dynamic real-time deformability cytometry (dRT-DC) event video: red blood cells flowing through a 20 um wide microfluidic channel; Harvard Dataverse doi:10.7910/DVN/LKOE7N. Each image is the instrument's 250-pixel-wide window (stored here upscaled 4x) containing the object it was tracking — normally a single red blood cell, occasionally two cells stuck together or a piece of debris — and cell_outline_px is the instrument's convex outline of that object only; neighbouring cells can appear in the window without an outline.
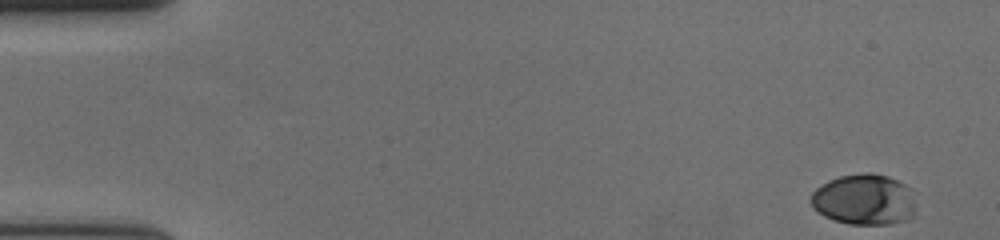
{"species": "human", "species_latin": "Homo sapiens", "temperature_condition": "cold", "stored_images_in_passage": 56, "camera_frame_rate_fps": 3000, "um_per_image_px": 0.085, "donor": {"sex": "female"}, "frame": {"image": 1, "passage_image": 1, "time_ms": 0.0, "image_size_px": [1000, 240], "cell_outline_px": [[916, 208], [904, 220], [888, 224], [848, 224], [824, 216], [812, 208], [808, 200], [812, 192], [816, 188], [828, 180], [840, 176], [868, 172], [888, 176], [912, 188]], "centroid_in_image_um": [73.42, 16.95], "position_along_channel_um": 11.6, "area_um2": 31.21}}
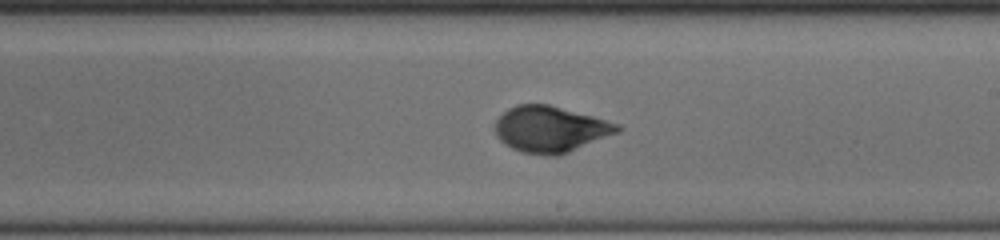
{"frame": {"image": 2, "passage_image": 32, "time_ms": 10.333, "image_size_px": [1000, 240], "cell_outline_px": [[624, 128], [620, 132], [560, 156], [548, 156], [520, 152], [504, 144], [496, 136], [496, 120], [508, 108], [516, 104], [548, 104], [592, 116], [620, 124]], "centroid_in_image_um": [46.81, 11.0], "position_along_channel_um": 242.2, "area_um2": 33.12}}
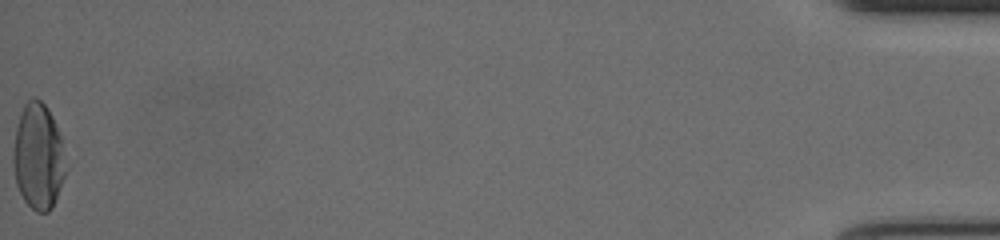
{"frame": {"image": 3, "passage_image": 56, "time_ms": 18.333, "image_size_px": [1000, 240], "cell_outline_px": [[64, 176], [52, 208], [48, 212], [36, 212], [24, 200], [16, 184], [12, 164], [12, 156], [16, 128], [24, 104], [32, 96], [36, 96], [48, 108], [52, 116], [60, 136], [64, 172]], "centroid_in_image_um": [3.2, 13.29], "position_along_channel_um": 432.0, "area_um2": 31.91}, "authors_computed_cell_mechanics": {"area_um2": 31.7033, "velocity_mm_per_s": 3.6425, "shape_relaxation_time_tau1_ms": 4.7209, "shape_relaxation_time_tau2_ms": null, "deformation_change_tau1": 0.2041, "deformation_change_tau2": null}}